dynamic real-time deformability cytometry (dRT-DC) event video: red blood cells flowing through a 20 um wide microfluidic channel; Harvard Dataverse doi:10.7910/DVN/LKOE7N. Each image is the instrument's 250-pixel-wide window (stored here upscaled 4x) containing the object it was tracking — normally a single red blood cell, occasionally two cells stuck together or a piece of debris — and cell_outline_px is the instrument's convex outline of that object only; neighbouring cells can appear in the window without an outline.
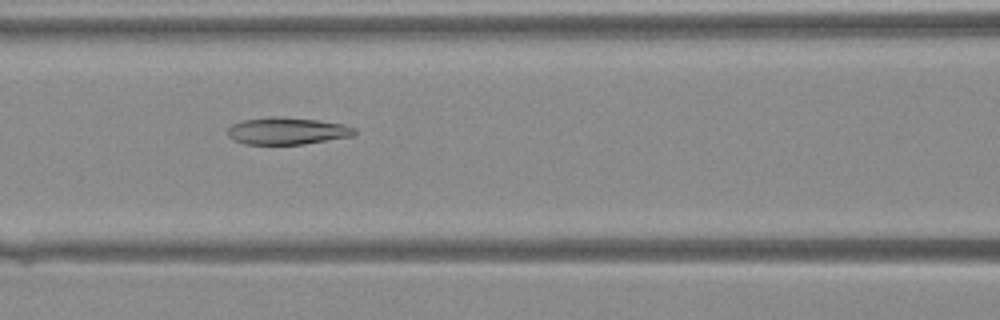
{"species": "Egyptian fruit bat (a non-hibernating species)", "species_latin": "Rousettus aegyptiacus", "temperature_condition": "warm", "stored_images_in_passage": 32, "camera_frame_rate_fps": 3000, "um_per_image_px": 0.085, "animal": {"sex": "female"}, "frame": {"image": 1, "passage_image": 9, "time_ms": 2.667, "image_size_px": [1000, 320], "cell_outline_px": [[356, 132], [352, 136], [304, 144], [244, 144], [232, 140], [228, 136], [228, 128], [232, 124], [244, 120], [280, 116], [316, 120], [344, 124], [356, 128]], "centroid_in_image_um": [24.4, 11.14], "position_along_channel_um": 142.2, "area_um2": 19.94}}
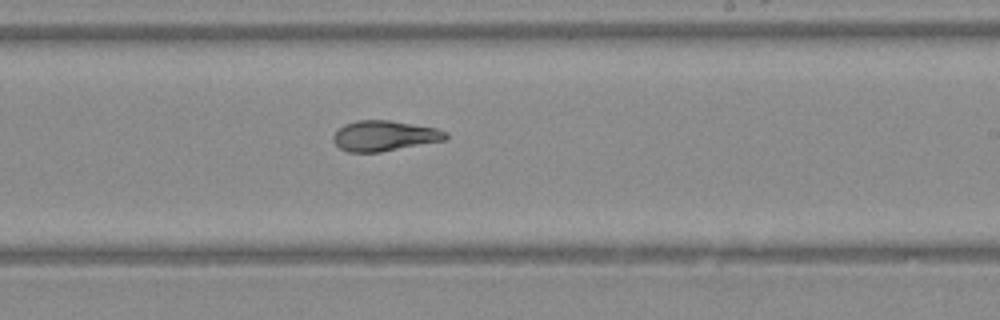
{"frame": {"image": 2, "passage_image": 16, "time_ms": 5.0, "image_size_px": [1000, 320], "cell_outline_px": [[448, 140], [380, 152], [348, 152], [340, 148], [332, 140], [332, 136], [344, 124], [356, 120], [388, 120], [436, 128], [448, 132]], "centroid_in_image_um": [32.7, 11.55], "position_along_channel_um": 256.3, "area_um2": 20.0}}
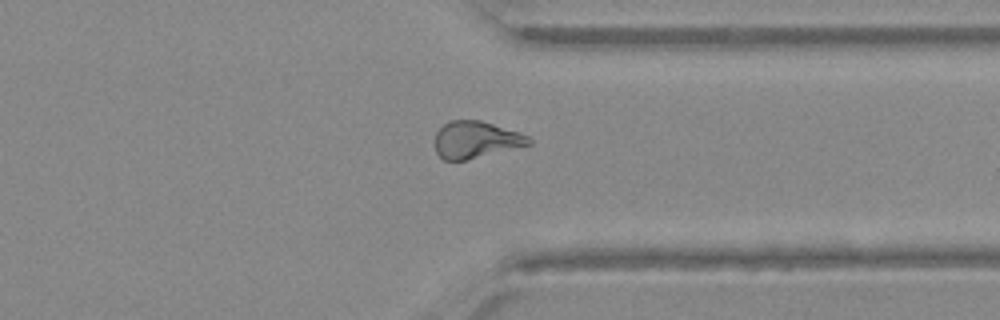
{"frame": {"image": 3, "passage_image": 23, "time_ms": 7.333, "image_size_px": [1000, 320], "cell_outline_px": [[532, 144], [464, 160], [444, 160], [436, 152], [436, 132], [448, 120], [480, 120], [520, 132], [528, 136], [532, 140]], "centroid_in_image_um": [40.45, 11.86], "position_along_channel_um": 370.9, "area_um2": 20.0}}